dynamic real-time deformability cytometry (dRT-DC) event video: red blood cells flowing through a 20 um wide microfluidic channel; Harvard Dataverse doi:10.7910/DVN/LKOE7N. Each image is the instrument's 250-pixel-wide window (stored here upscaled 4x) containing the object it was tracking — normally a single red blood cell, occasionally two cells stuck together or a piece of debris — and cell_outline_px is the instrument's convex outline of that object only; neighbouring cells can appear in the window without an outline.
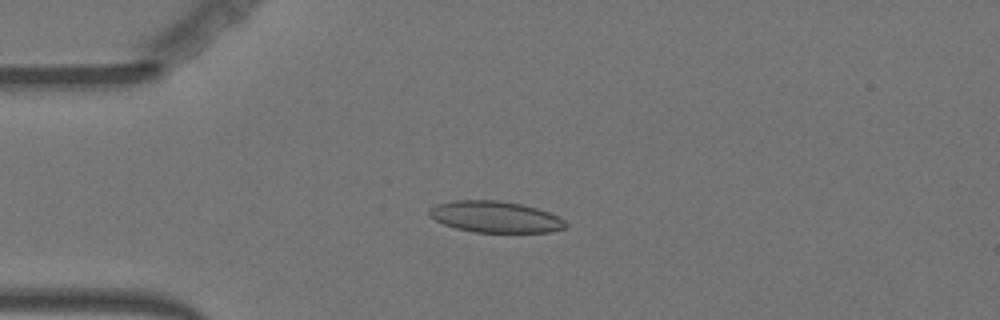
{"species": "Egyptian fruit bat (a non-hibernating species)", "species_latin": "Rousettus aegyptiacus", "temperature_condition": "warm", "stored_images_in_passage": 56, "camera_frame_rate_fps": 3000, "um_per_image_px": 0.085, "animal": {"sex": "female"}, "frame": {"image": 1, "passage_image": 14, "time_ms": 4.333, "image_size_px": [1000, 320], "cell_outline_px": [[568, 228], [552, 232], [472, 232], [456, 228], [444, 224], [428, 216], [428, 212], [436, 204], [456, 200], [496, 200], [520, 204], [536, 208], [548, 212], [564, 220], [568, 224]], "centroid_in_image_um": [42.11, 18.44], "position_along_channel_um": 42.9, "area_um2": 24.85}}
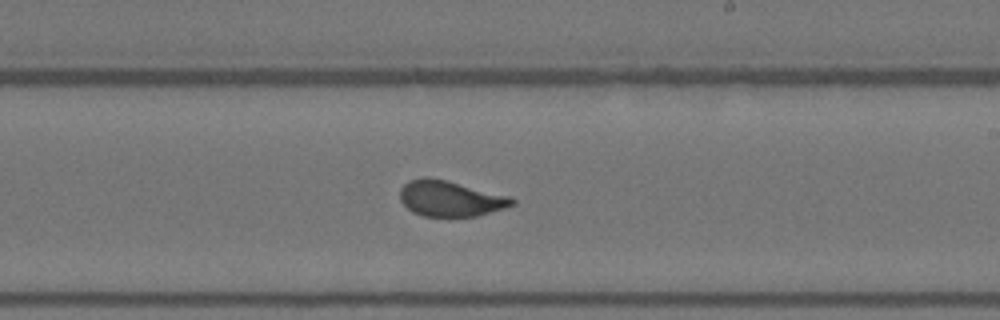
{"frame": {"image": 2, "passage_image": 33, "time_ms": 10.667, "image_size_px": [1000, 320], "cell_outline_px": [[516, 204], [504, 208], [476, 216], [424, 216], [412, 212], [400, 200], [400, 188], [408, 180], [424, 176], [428, 176], [512, 196], [516, 200]], "centroid_in_image_um": [38.28, 16.86], "position_along_channel_um": 250.7, "area_um2": 23.41}}
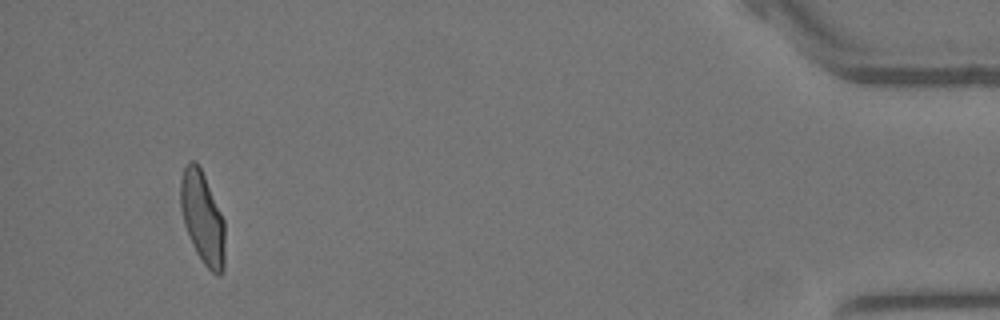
{"frame": {"image": 3, "passage_image": 53, "time_ms": 17.333, "image_size_px": [1000, 320], "cell_outline_px": [[224, 268], [220, 276], [216, 276], [204, 264], [196, 252], [188, 236], [184, 224], [180, 204], [180, 180], [184, 168], [188, 160], [196, 160], [204, 176], [224, 220]], "centroid_in_image_um": [17.2, 18.52], "position_along_channel_um": 418.0, "area_um2": 23.76}, "authors_computed_cell_mechanics": {"area_um2": 23.7847, "velocity_mm_per_s": 3.613, "shape_relaxation_time_tau1_ms": 9.0686, "shape_relaxation_time_tau2_ms": null, "deformation_change_tau1": 0.219, "deformation_change_tau2": null}}